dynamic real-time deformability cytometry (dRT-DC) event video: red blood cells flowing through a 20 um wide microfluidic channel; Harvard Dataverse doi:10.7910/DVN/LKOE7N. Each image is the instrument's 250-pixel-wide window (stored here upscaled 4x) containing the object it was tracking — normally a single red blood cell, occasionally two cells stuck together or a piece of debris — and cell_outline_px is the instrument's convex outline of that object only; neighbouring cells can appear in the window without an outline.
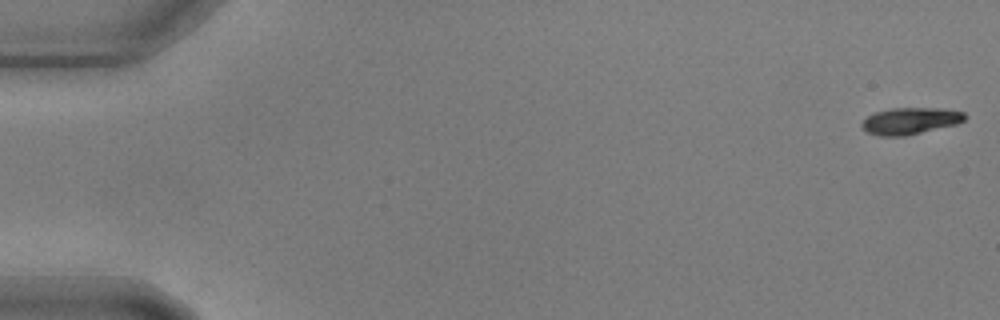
{"species": "common noctule bat (a hibernating species)", "species_latin": "Nyctalus noctula", "temperature_condition": "warm", "stored_images_in_passage": 58, "camera_frame_rate_fps": 3000, "um_per_image_px": 0.085, "animal": {"sex": "male", "body_mass_g": 17.9, "forearm_length_mm": 54.2}, "frame": {"image": 1, "passage_image": 1, "time_ms": 0.0, "image_size_px": [1000, 320], "cell_outline_px": [[968, 116], [964, 120], [956, 124], [904, 136], [880, 136], [868, 132], [860, 128], [860, 124], [868, 116], [876, 112], [892, 108], [940, 108], [964, 112]], "centroid_in_image_um": [77.36, 10.27], "position_along_channel_um": 7.6, "area_um2": 15.95}}
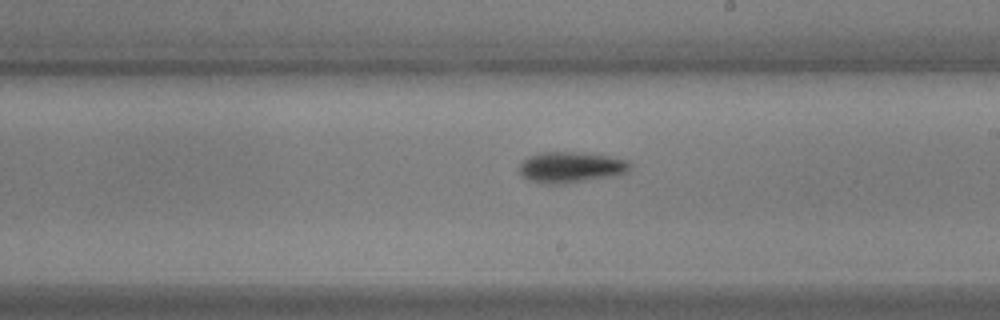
{"frame": {"image": 2, "passage_image": 34, "time_ms": 11.0, "image_size_px": [1000, 320], "cell_outline_px": [[632, 164], [624, 172], [608, 176], [560, 184], [544, 184], [528, 180], [520, 172], [520, 164], [528, 156], [540, 152], [580, 152], [608, 156], [628, 160]], "centroid_in_image_um": [48.47, 14.2], "position_along_channel_um": 240.5, "area_um2": 19.54}}
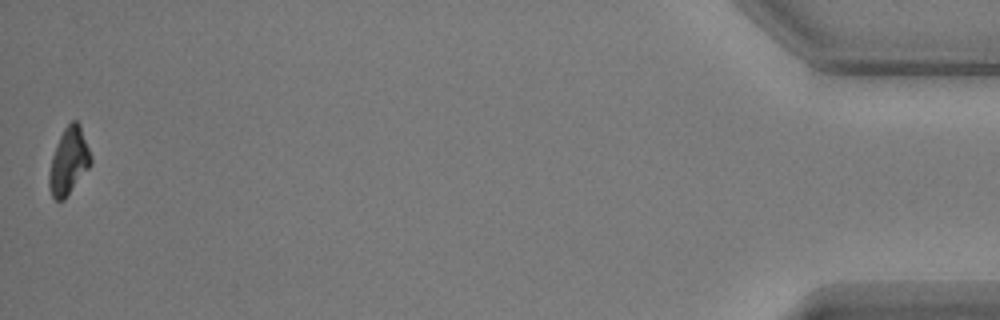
{"frame": {"image": 3, "passage_image": 58, "time_ms": 19.0, "image_size_px": [1000, 320], "cell_outline_px": [[92, 164], [64, 200], [56, 200], [52, 196], [48, 188], [48, 172], [52, 156], [56, 144], [64, 128], [72, 120], [76, 120], [80, 124], [92, 156]], "centroid_in_image_um": [5.84, 13.7], "position_along_channel_um": 429.4, "area_um2": 16.42}}